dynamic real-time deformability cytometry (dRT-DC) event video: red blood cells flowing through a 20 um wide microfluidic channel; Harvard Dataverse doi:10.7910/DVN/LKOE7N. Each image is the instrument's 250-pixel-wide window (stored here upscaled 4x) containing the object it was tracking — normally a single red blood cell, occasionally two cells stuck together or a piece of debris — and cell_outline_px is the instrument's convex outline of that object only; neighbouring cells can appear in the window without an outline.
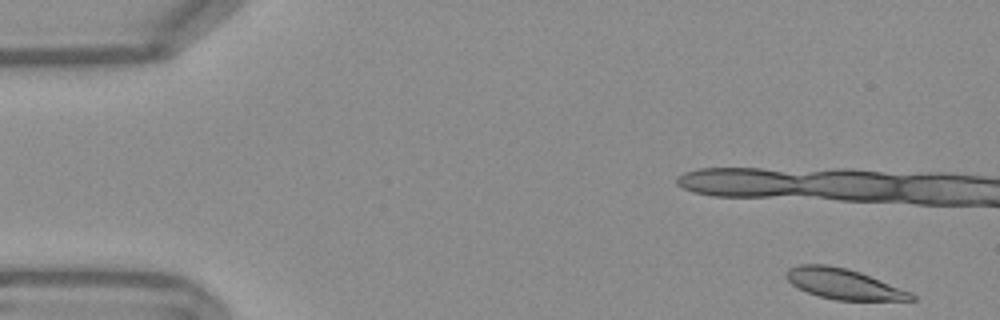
{"species": "Egyptian fruit bat (a non-hibernating species)", "species_latin": "Rousettus aegyptiacus", "temperature_condition": "warm", "stored_images_in_passage": 14, "camera_frame_rate_fps": 3000, "um_per_image_px": 0.085, "frame": {"image": 1, "passage_image": 1, "time_ms": 0.0, "image_size_px": [1000, 320], "cell_outline_px": [[916, 300], [836, 300], [820, 296], [808, 292], [792, 284], [784, 276], [784, 272], [788, 268], [800, 264], [828, 264], [860, 272], [912, 292], [916, 296]], "centroid_in_image_um": [71.7, 24.12], "position_along_channel_um": 13.3, "area_um2": 22.14}}